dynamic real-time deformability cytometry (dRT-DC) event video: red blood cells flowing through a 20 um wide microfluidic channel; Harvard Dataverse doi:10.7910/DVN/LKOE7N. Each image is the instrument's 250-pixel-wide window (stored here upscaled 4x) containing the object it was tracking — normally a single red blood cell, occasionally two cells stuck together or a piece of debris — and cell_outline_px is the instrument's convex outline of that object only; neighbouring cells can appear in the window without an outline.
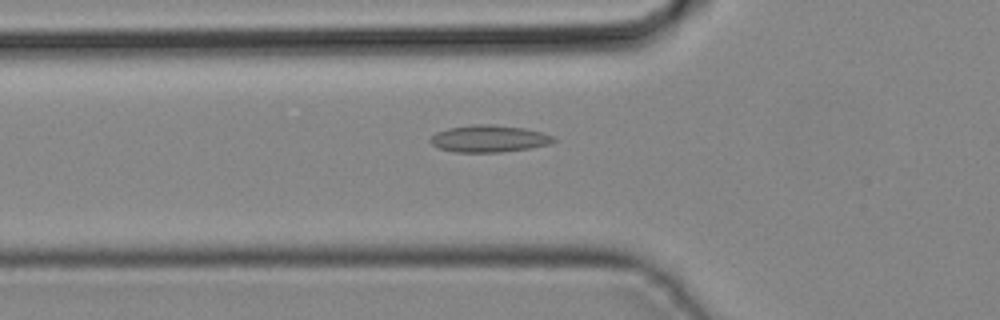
{"species": "common noctule bat (a hibernating species)", "species_latin": "Nyctalus noctula", "temperature_condition": "cold", "stored_images_in_passage": 42, "camera_frame_rate_fps": 3000, "um_per_image_px": 0.085, "animal": {"sex": "male", "body_mass_g": 19.2, "forearm_length_mm": 51.8}, "frame": {"image": 1, "passage_image": 15, "time_ms": 4.667, "image_size_px": [1000, 320], "cell_outline_px": [[556, 140], [548, 144], [528, 148], [500, 152], [456, 152], [440, 148], [432, 144], [428, 140], [436, 132], [448, 128], [472, 124], [492, 124], [524, 128], [544, 132], [552, 136]], "centroid_in_image_um": [41.55, 11.77], "position_along_channel_um": 84.3, "area_um2": 19.31}}
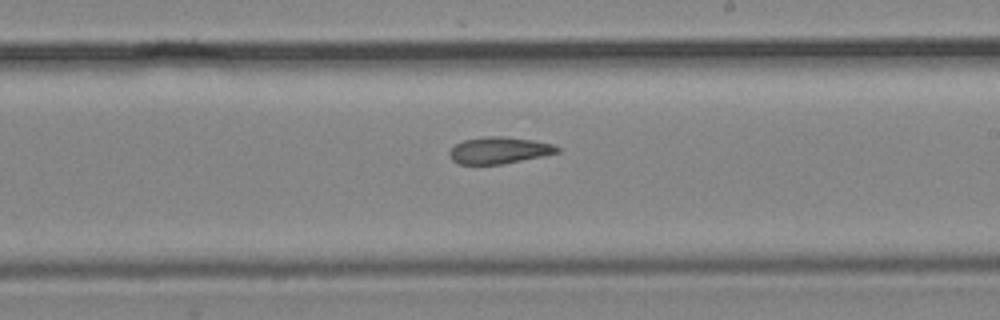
{"frame": {"image": 2, "passage_image": 25, "time_ms": 8.0, "image_size_px": [1000, 320], "cell_outline_px": [[560, 152], [500, 164], [460, 164], [452, 160], [448, 156], [448, 152], [456, 144], [464, 140], [484, 136], [504, 136], [532, 140], [552, 144], [560, 148]], "centroid_in_image_um": [42.39, 12.77], "position_along_channel_um": 246.6, "area_um2": 16.59}}
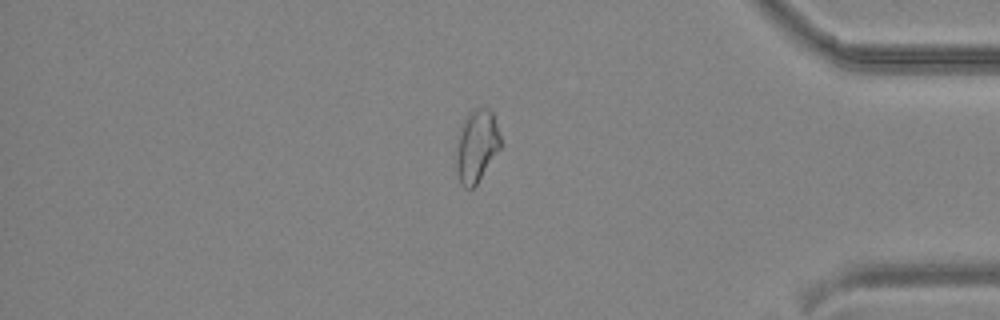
{"frame": {"image": 3, "passage_image": 36, "time_ms": 11.667, "image_size_px": [1000, 320], "cell_outline_px": [[500, 148], [476, 184], [472, 188], [464, 188], [460, 184], [456, 168], [456, 140], [460, 124], [468, 112], [476, 108], [488, 108], [492, 112], [500, 136]], "centroid_in_image_um": [40.46, 12.38], "position_along_channel_um": 394.7, "area_um2": 18.79}}